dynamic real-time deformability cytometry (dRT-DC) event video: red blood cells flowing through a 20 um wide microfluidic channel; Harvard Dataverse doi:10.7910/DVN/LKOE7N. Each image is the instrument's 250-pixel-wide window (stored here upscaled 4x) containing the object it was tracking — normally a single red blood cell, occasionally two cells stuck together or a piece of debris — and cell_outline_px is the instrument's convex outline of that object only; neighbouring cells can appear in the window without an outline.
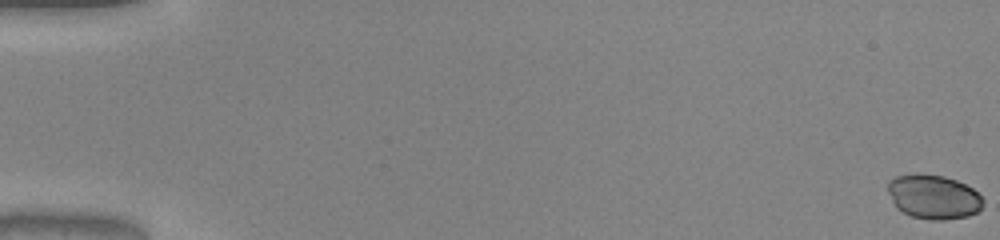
{"species": "common noctule bat (a hibernating species)", "species_latin": "Nyctalus noctula", "temperature_condition": "warm", "stored_images_in_passage": 53, "camera_frame_rate_fps": 3000, "um_per_image_px": 0.085, "animal": {"sex": "male", "body_mass_g": 20.0, "forearm_length_mm": 53.3}, "frame": {"image": 1, "passage_image": 1, "time_ms": 0.0, "image_size_px": [1000, 240], "cell_outline_px": [[984, 200], [980, 208], [976, 212], [968, 216], [944, 220], [932, 220], [912, 216], [896, 208], [888, 192], [888, 184], [896, 176], [940, 176], [956, 180], [972, 188]], "centroid_in_image_um": [79.37, 16.78], "position_along_channel_um": 5.6, "area_um2": 23.76}}
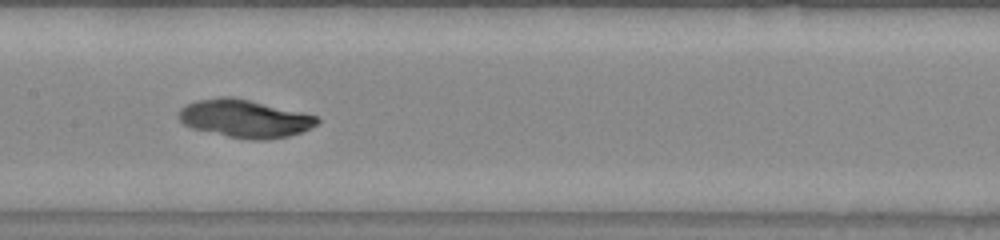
{"frame": {"image": 2, "passage_image": 28, "time_ms": 9.0, "image_size_px": [1000, 240], "cell_outline_px": [[320, 120], [316, 124], [300, 132], [288, 136], [268, 140], [248, 140], [228, 136], [192, 128], [184, 124], [180, 120], [180, 108], [196, 100], [220, 96], [232, 96], [316, 116]], "centroid_in_image_um": [20.77, 10.08], "position_along_channel_um": 186.6, "area_um2": 30.11}}
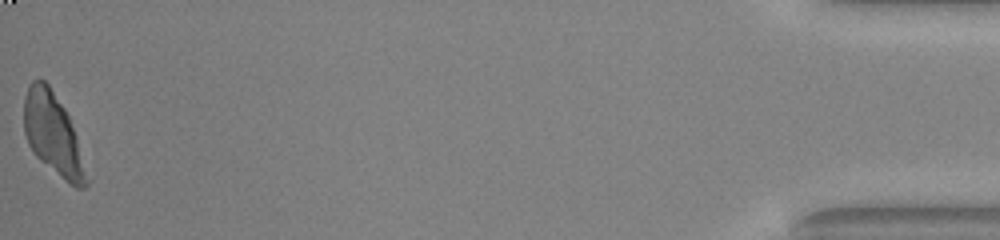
{"frame": {"image": 3, "passage_image": 53, "time_ms": 17.333, "image_size_px": [1000, 240], "cell_outline_px": [[88, 184], [84, 188], [76, 188], [68, 184], [40, 160], [36, 156], [28, 144], [24, 132], [24, 96], [32, 80], [44, 80], [48, 84], [64, 108], [68, 116], [76, 136], [88, 180]], "centroid_in_image_um": [4.48, 11.43], "position_along_channel_um": 430.7, "area_um2": 29.3}, "authors_computed_cell_mechanics": {"area_um2": 29.478, "velocity_mm_per_s": 4.0324, "shape_relaxation_time_tau1_ms": 3.4365, "shape_relaxation_time_tau2_ms": null, "deformation_change_tau1": 0.0674, "deformation_change_tau2": null}}